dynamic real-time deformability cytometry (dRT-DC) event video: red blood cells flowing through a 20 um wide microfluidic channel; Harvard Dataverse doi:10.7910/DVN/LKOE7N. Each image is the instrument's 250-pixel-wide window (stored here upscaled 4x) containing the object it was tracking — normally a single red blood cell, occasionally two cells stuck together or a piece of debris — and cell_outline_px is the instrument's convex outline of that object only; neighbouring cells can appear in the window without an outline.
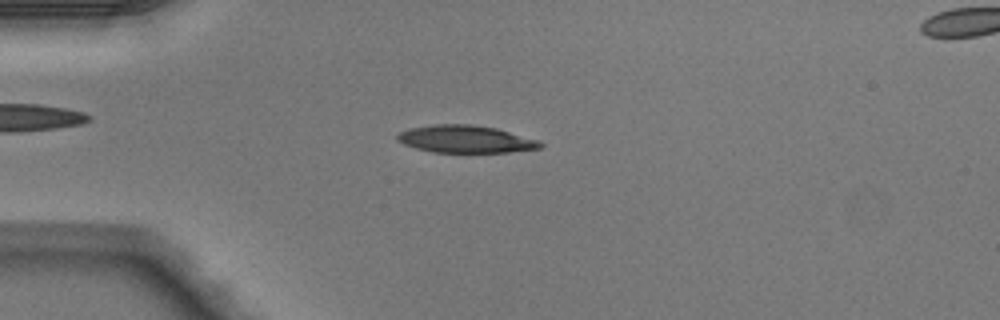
{"species": "Egyptian fruit bat (a non-hibernating species)", "species_latin": "Rousettus aegyptiacus", "temperature_condition": "warm", "stored_images_in_passage": 44, "camera_frame_rate_fps": 3000, "um_per_image_px": 0.085, "animal": {"sex": "male"}, "frame": {"image": 1, "passage_image": 8, "time_ms": 2.333, "image_size_px": [1000, 320], "cell_outline_px": [[544, 144], [540, 148], [508, 152], [432, 152], [416, 148], [404, 144], [396, 140], [396, 136], [400, 132], [408, 128], [436, 124], [472, 124], [496, 128], [540, 140]], "centroid_in_image_um": [39.57, 11.82], "position_along_channel_um": 45.4, "area_um2": 22.89}}
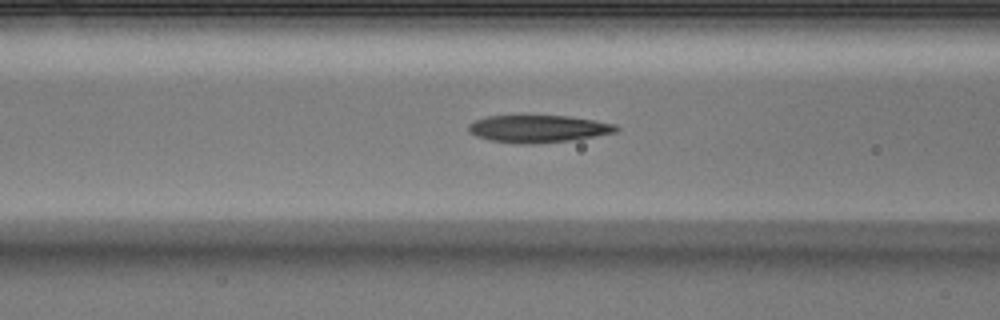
{"frame": {"image": 2, "passage_image": 15, "time_ms": 4.667, "image_size_px": [1000, 320], "cell_outline_px": [[620, 128], [616, 132], [568, 140], [532, 144], [520, 144], [488, 140], [476, 136], [468, 132], [468, 124], [476, 120], [488, 116], [568, 116], [616, 124]], "centroid_in_image_um": [45.7, 10.95], "position_along_channel_um": 120.9, "area_um2": 23.29}}
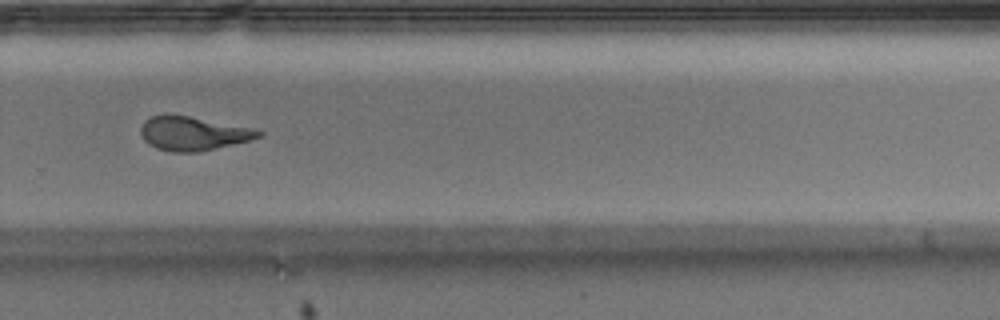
{"frame": {"image": 3, "passage_image": 29, "time_ms": 9.333, "image_size_px": [1000, 320], "cell_outline_px": [[264, 136], [252, 140], [216, 148], [196, 152], [172, 152], [156, 148], [148, 144], [144, 140], [140, 132], [140, 128], [144, 120], [152, 116], [188, 116], [248, 128], [264, 132]], "centroid_in_image_um": [16.4, 11.37], "position_along_channel_um": 313.4, "area_um2": 22.77}, "authors_computed_cell_mechanics": {"area_um2": 23.9292, "velocity_mm_per_s": 4.1304, "shape_relaxation_time_tau1_ms": 3.6099, "shape_relaxation_time_tau2_ms": 1.743, "deformation_change_tau1": 0.2017, "deformation_change_tau2": 0.1143}}